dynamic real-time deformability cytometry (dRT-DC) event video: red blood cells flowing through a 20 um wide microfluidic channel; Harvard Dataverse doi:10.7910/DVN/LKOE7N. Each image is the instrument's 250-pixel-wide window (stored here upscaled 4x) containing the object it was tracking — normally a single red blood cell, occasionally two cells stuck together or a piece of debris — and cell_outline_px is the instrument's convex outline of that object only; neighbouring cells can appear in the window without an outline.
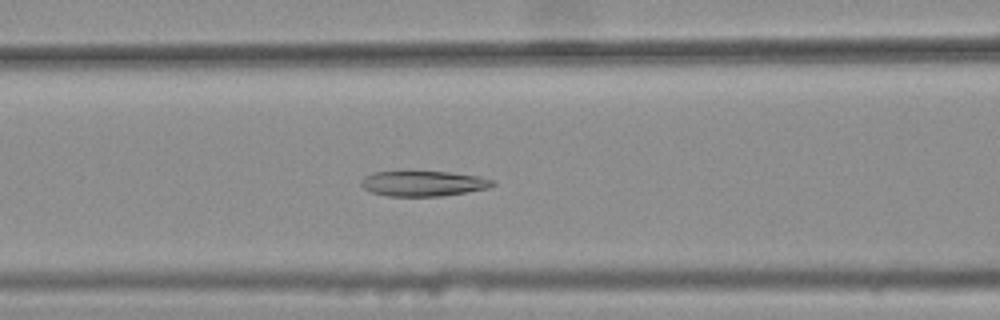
{"species": "common noctule bat (a hibernating species)", "species_latin": "Nyctalus noctula", "temperature_condition": "warm", "stored_images_in_passage": 44, "camera_frame_rate_fps": 3000, "um_per_image_px": 0.085, "animal": {"sex": "female", "body_mass_g": 25.1}, "frame": {"image": 1, "passage_image": 21, "time_ms": 6.667, "image_size_px": [1000, 320], "cell_outline_px": [[496, 184], [488, 188], [440, 196], [384, 196], [372, 192], [364, 188], [360, 184], [360, 180], [364, 176], [372, 172], [452, 172], [480, 176], [496, 180]], "centroid_in_image_um": [35.99, 15.59], "position_along_channel_um": 130.6, "area_um2": 19.42}}
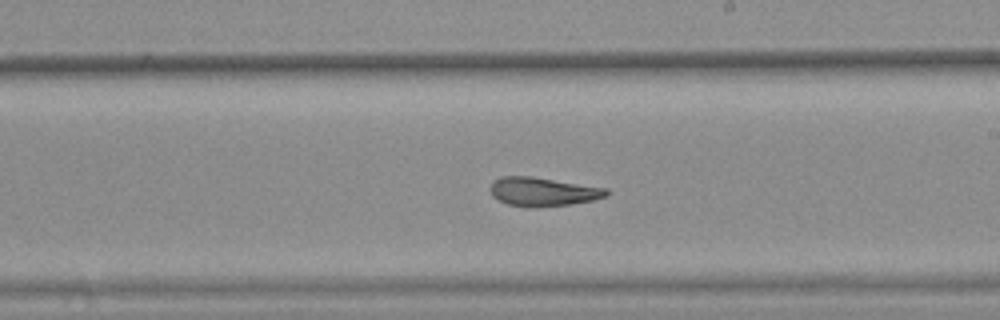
{"frame": {"image": 2, "passage_image": 30, "time_ms": 9.667, "image_size_px": [1000, 320], "cell_outline_px": [[608, 196], [592, 200], [572, 204], [536, 208], [528, 208], [508, 204], [496, 200], [492, 196], [488, 188], [492, 180], [500, 176], [532, 176], [608, 188]], "centroid_in_image_um": [46.09, 16.3], "position_along_channel_um": 242.9, "area_um2": 20.0}}
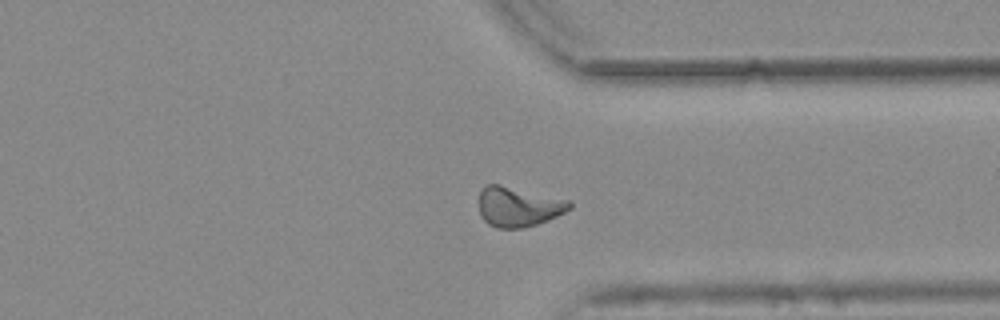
{"frame": {"image": 3, "passage_image": 40, "time_ms": 13.0, "image_size_px": [1000, 320], "cell_outline_px": [[572, 208], [556, 216], [536, 224], [524, 228], [496, 228], [488, 224], [480, 216], [480, 192], [488, 184], [500, 184], [568, 200], [572, 204]], "centroid_in_image_um": [44.05, 17.58], "position_along_channel_um": 367.4, "area_um2": 20.81}, "authors_computed_cell_mechanics": {"area_um2": 20.4612, "velocity_mm_per_s": 3.7545, "shape_relaxation_time_tau1_ms": null, "shape_relaxation_time_tau2_ms": 3.3223, "deformation_change_tau1": null, "deformation_change_tau2": 0.0957}}